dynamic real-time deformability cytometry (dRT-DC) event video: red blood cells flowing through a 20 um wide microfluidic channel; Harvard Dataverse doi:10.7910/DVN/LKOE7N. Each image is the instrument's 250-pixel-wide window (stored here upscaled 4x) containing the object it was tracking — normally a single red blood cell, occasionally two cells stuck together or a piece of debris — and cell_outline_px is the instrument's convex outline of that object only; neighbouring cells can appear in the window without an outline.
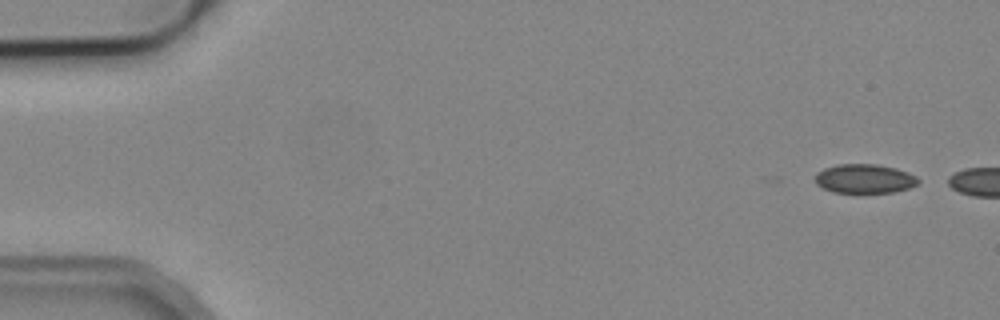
{"species": "common noctule bat (a hibernating species)", "species_latin": "Nyctalus noctula", "temperature_condition": "cold", "stored_images_in_passage": 2, "camera_frame_rate_fps": 3000, "um_per_image_px": 0.085, "animal": {"sex": "male", "body_mass_g": 19.2, "forearm_length_mm": 51.8}, "frame": {"image": 1, "passage_image": 1, "time_ms": 0.0, "image_size_px": [1000, 320], "cell_outline_px": [[920, 184], [908, 188], [892, 192], [832, 192], [816, 184], [816, 172], [824, 168], [836, 164], [876, 164], [896, 168], [908, 172], [916, 176], [920, 180]], "centroid_in_image_um": [73.5, 15.18], "position_along_channel_um": 11.5, "area_um2": 17.51}}